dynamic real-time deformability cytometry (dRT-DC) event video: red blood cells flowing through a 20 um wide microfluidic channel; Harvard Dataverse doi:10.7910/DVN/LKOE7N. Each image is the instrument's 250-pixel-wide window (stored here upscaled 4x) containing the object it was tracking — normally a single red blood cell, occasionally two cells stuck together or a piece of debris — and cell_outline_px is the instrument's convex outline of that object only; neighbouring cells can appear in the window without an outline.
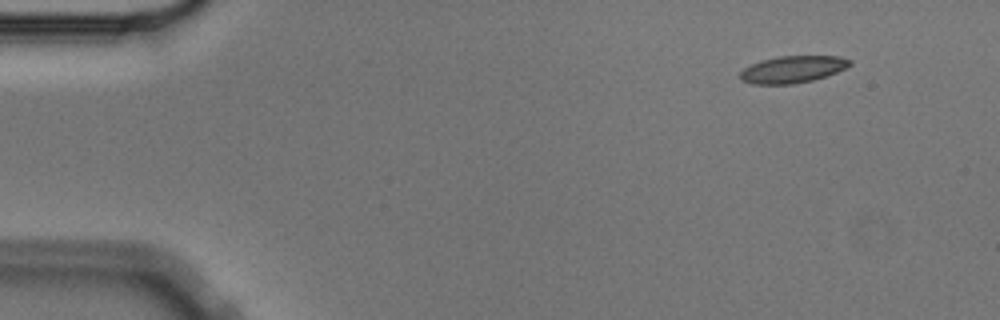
{"species": "Egyptian fruit bat (a non-hibernating species)", "species_latin": "Rousettus aegyptiacus", "temperature_condition": "cold", "stored_images_in_passage": 51, "camera_frame_rate_fps": 3000, "um_per_image_px": 0.085, "animal": {"sex": "male"}, "frame": {"image": 1, "passage_image": 1, "time_ms": 0.0, "image_size_px": [1000, 320], "cell_outline_px": [[852, 64], [836, 72], [812, 80], [792, 84], [752, 84], [740, 80], [740, 72], [744, 68], [760, 60], [780, 56], [840, 56], [852, 60]], "centroid_in_image_um": [67.35, 5.89], "position_along_channel_um": 17.6, "area_um2": 17.17}}
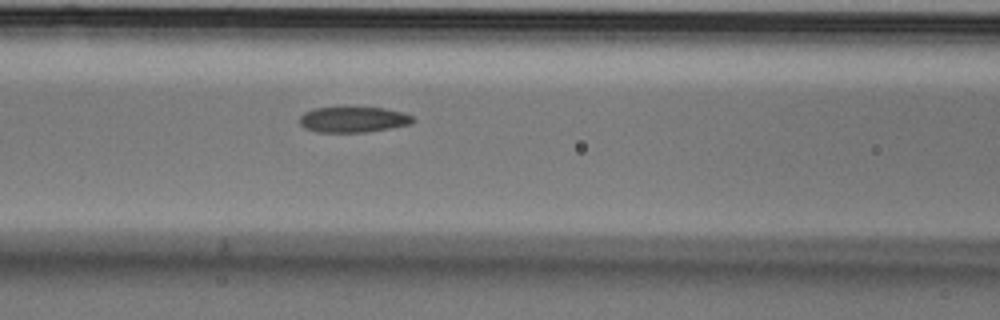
{"frame": {"image": 2, "passage_image": 19, "time_ms": 6.0, "image_size_px": [1000, 320], "cell_outline_px": [[416, 120], [412, 124], [368, 132], [316, 132], [304, 128], [300, 124], [300, 116], [304, 112], [316, 108], [384, 108], [404, 112], [412, 116]], "centroid_in_image_um": [30.06, 10.17], "position_along_channel_um": 136.5, "area_um2": 16.94}}
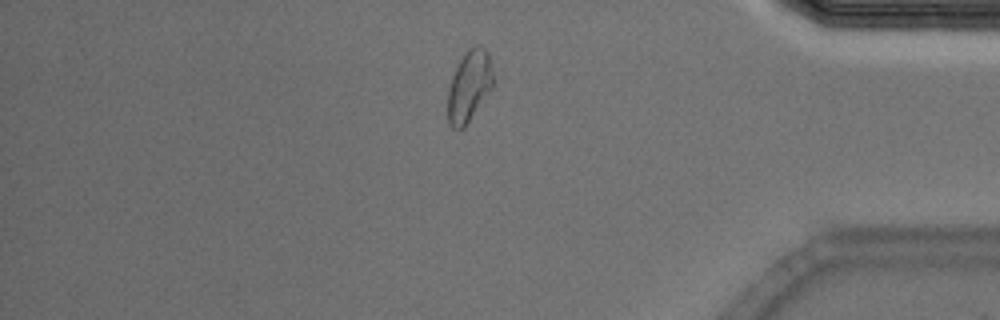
{"frame": {"image": 3, "passage_image": 43, "time_ms": 14.0, "image_size_px": [1000, 320], "cell_outline_px": [[492, 88], [464, 128], [452, 128], [448, 124], [448, 88], [452, 76], [460, 60], [468, 48], [476, 44], [480, 44], [488, 52], [492, 72]], "centroid_in_image_um": [39.87, 7.31], "position_along_channel_um": 395.3, "area_um2": 18.67}, "authors_computed_cell_mechanics": {"area_um2": 17.9758, "velocity_mm_per_s": 3.5702, "shape_relaxation_time_tau1_ms": 8.6464, "shape_relaxation_time_tau2_ms": 4.855, "deformation_change_tau1": 0.1631, "deformation_change_tau2": 0.116}}